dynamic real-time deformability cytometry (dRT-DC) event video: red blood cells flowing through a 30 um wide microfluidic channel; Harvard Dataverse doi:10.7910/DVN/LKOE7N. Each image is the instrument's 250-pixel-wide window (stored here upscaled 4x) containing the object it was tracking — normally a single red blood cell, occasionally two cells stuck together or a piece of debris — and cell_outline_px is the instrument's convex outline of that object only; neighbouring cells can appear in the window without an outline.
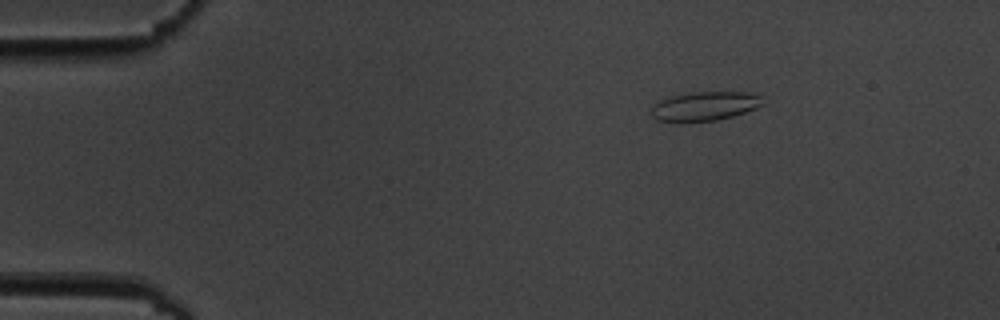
{"species": "common noctule bat (a hibernating species)", "species_latin": "Nyctalus noctula", "temperature_condition": "cold", "stored_images_in_passage": 9, "camera_frame_rate_fps": 3000, "um_per_image_px": 0.085, "animal": {"sex": "male", "body_mass_g": 19.5, "forearm_length_mm": 54.6}, "frame": {"image": 1, "passage_image": 1, "time_ms": 0.0, "image_size_px": [1000, 320], "cell_outline_px": [[764, 104], [756, 108], [732, 116], [716, 120], [680, 124], [656, 120], [652, 116], [652, 108], [660, 100], [668, 96], [688, 92], [748, 92], [760, 96]], "centroid_in_image_um": [59.84, 9.04], "position_along_channel_um": 25.2, "area_um2": 19.31}}
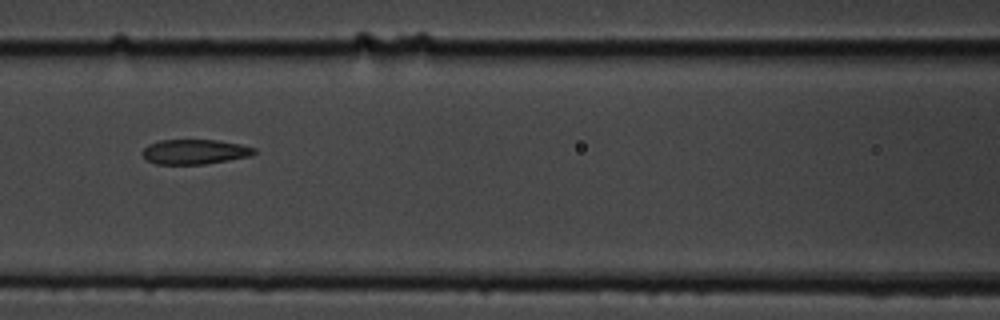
{"frame": {"image": 2, "passage_image": 6, "time_ms": 5.667, "image_size_px": [1000, 320], "cell_outline_px": [[256, 152], [252, 156], [204, 164], [156, 164], [144, 160], [144, 148], [148, 144], [160, 140], [216, 140], [240, 144], [256, 148]], "centroid_in_image_um": [16.56, 12.9], "position_along_channel_um": 150.0, "area_um2": 16.18}}
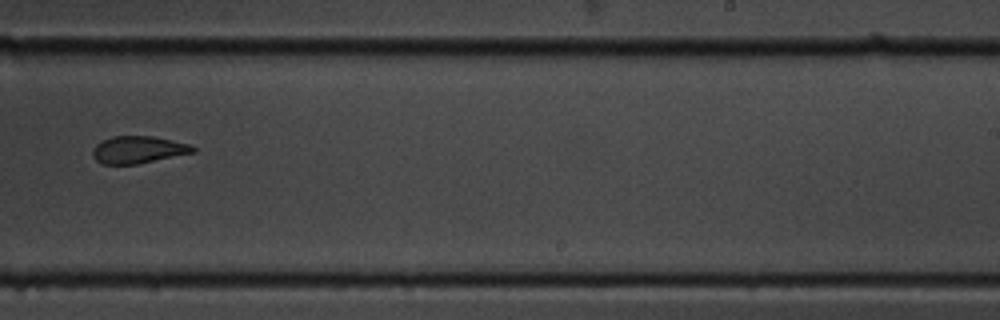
{"frame": {"image": 3, "passage_image": 9, "time_ms": 9.333, "image_size_px": [1000, 320], "cell_outline_px": [[196, 152], [136, 164], [100, 164], [92, 156], [92, 152], [96, 144], [112, 136], [152, 136], [192, 144], [196, 148]], "centroid_in_image_um": [11.76, 12.72], "position_along_channel_um": 277.2, "area_um2": 15.95}}